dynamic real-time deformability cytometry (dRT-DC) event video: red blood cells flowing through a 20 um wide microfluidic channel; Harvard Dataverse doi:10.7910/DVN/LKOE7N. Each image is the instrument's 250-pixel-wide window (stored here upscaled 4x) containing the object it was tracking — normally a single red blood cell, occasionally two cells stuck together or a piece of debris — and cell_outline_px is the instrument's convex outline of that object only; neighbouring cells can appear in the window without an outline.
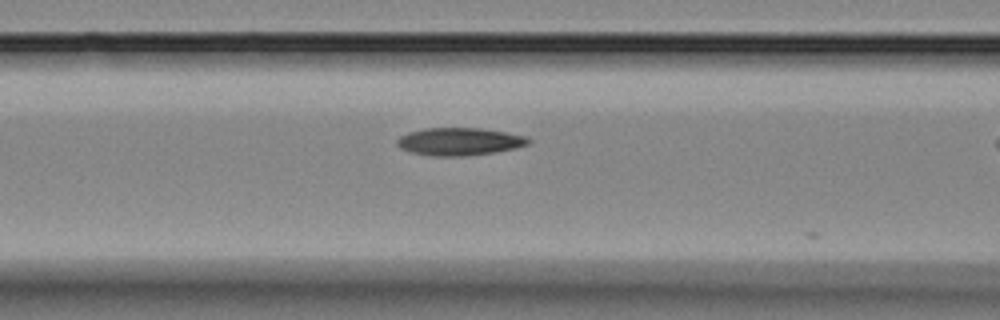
{"species": "Egyptian fruit bat (a non-hibernating species)", "species_latin": "Rousettus aegyptiacus", "temperature_condition": "room temperature", "stored_images_in_passage": 4, "camera_frame_rate_fps": 3000, "um_per_image_px": 0.085, "animal": {"sex": "female"}, "frame": {"image": 1, "passage_image": 3, "time_ms": 0.667, "image_size_px": [1000, 320], "cell_outline_px": [[532, 140], [528, 144], [516, 148], [496, 152], [464, 156], [432, 156], [408, 152], [400, 148], [396, 144], [396, 140], [400, 136], [408, 132], [424, 128], [480, 128], [528, 136]], "centroid_in_image_um": [39.04, 12.03], "position_along_channel_um": 127.6, "area_um2": 21.39}}